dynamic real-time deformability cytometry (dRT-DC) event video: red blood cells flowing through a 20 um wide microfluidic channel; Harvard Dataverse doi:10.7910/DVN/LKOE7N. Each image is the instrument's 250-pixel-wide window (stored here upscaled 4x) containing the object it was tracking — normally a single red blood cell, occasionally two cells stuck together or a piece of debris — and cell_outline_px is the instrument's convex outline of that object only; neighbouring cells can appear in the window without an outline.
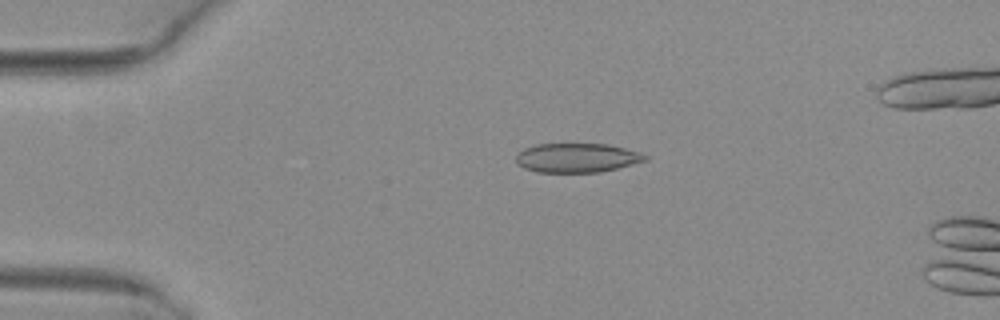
{"species": "common noctule bat (a hibernating species)", "species_latin": "Nyctalus noctula", "temperature_condition": "warm", "stored_images_in_passage": 4, "camera_frame_rate_fps": 3000, "um_per_image_px": 0.085, "animal": {"sex": "female", "body_mass_g": 29.2, "forearm_length_mm": 56.3}, "frame": {"image": 1, "passage_image": 1, "time_ms": 0.0, "image_size_px": [1000, 320], "cell_outline_px": [[648, 160], [600, 172], [536, 172], [524, 168], [516, 164], [516, 156], [524, 148], [536, 144], [608, 144], [640, 152], [648, 156]], "centroid_in_image_um": [49.03, 13.41], "position_along_channel_um": 36.0, "area_um2": 21.96}}